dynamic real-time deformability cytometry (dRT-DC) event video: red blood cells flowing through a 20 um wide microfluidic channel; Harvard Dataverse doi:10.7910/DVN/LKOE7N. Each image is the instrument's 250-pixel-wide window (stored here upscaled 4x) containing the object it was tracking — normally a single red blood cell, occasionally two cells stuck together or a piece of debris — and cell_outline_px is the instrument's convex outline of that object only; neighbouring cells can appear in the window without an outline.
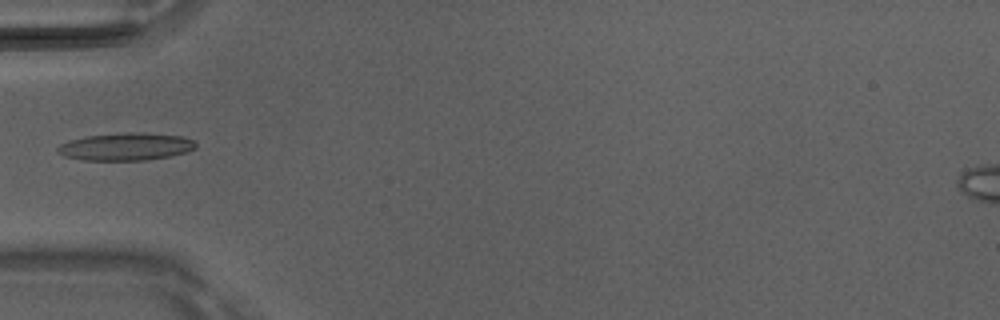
{"species": "Egyptian fruit bat (a non-hibernating species)", "species_latin": "Rousettus aegyptiacus", "temperature_condition": "room temperature", "stored_images_in_passage": 5, "camera_frame_rate_fps": 3000, "um_per_image_px": 0.085, "animal": {"sex": "male"}, "frame": {"image": 1, "passage_image": 5, "time_ms": 1.333, "image_size_px": [1000, 320], "cell_outline_px": [[196, 148], [184, 152], [168, 156], [148, 160], [84, 160], [64, 156], [56, 152], [56, 148], [60, 144], [68, 140], [88, 136], [124, 132], [140, 132], [184, 136], [192, 140], [196, 144]], "centroid_in_image_um": [10.67, 12.46], "position_along_channel_um": 74.3, "area_um2": 22.2}}